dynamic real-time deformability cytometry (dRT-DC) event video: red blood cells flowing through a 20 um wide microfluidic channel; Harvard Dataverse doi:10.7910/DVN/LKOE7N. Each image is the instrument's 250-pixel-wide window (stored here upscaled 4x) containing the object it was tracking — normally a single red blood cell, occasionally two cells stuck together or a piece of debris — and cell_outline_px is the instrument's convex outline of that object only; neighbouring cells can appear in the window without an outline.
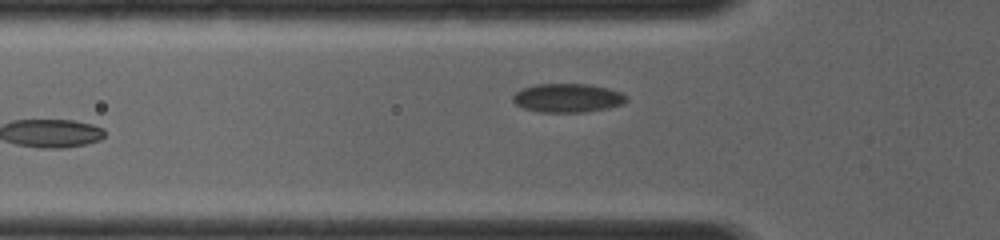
{"species": "common noctule bat (a hibernating species)", "species_latin": "Nyctalus noctula", "temperature_condition": "room temperature", "stored_images_in_passage": 6, "camera_frame_rate_fps": 4000, "um_per_image_px": 0.085, "animal": {"sex": "female", "body_mass_g": 19.0, "forearm_length_mm": 56.7}, "frame": {"image": 1, "passage_image": 6, "time_ms": 4.5, "image_size_px": [1000, 240], "cell_outline_px": [[628, 100], [624, 104], [608, 108], [584, 112], [540, 112], [524, 108], [516, 104], [512, 100], [512, 96], [516, 92], [524, 88], [536, 84], [588, 84], [608, 88], [620, 92], [628, 96]], "centroid_in_image_um": [48.28, 8.33], "position_along_channel_um": 77.5, "area_um2": 19.07}}